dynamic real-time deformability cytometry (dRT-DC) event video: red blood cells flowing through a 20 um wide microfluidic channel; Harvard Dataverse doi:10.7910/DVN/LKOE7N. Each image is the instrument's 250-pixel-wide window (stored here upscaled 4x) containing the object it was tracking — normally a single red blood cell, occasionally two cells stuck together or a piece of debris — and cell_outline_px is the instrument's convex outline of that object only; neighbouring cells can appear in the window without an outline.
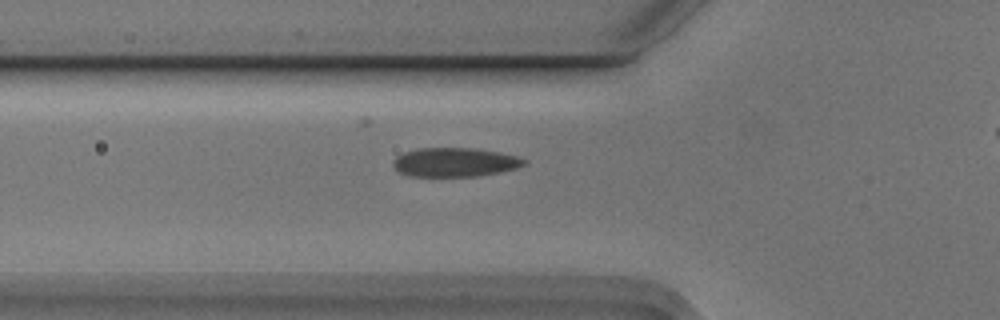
{"species": "Egyptian fruit bat (a non-hibernating species)", "species_latin": "Rousettus aegyptiacus", "temperature_condition": "cold", "stored_images_in_passage": 4, "camera_frame_rate_fps": 3000, "um_per_image_px": 0.085, "animal": {"sex": "male"}, "frame": {"image": 1, "passage_image": 4, "time_ms": 1.0, "image_size_px": [1000, 320], "cell_outline_px": [[528, 164], [516, 168], [500, 172], [480, 176], [408, 176], [400, 172], [392, 164], [392, 160], [396, 156], [404, 152], [416, 148], [472, 148], [496, 152], [516, 156], [528, 160]], "centroid_in_image_um": [38.65, 13.79], "position_along_channel_um": 87.1, "area_um2": 22.2}}